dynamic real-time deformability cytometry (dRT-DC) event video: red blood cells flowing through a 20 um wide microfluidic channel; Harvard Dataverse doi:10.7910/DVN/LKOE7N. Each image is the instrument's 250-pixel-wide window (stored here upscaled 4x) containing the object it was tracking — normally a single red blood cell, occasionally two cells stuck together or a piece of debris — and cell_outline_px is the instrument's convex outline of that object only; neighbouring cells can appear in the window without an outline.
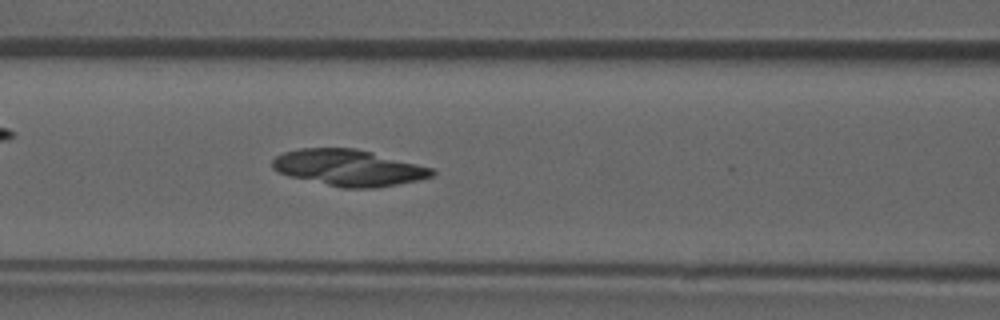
{"species": "common noctule bat (a hibernating species)", "species_latin": "Nyctalus noctula", "temperature_condition": "room temperature", "stored_images_in_passage": 51, "camera_frame_rate_fps": 3000, "um_per_image_px": 0.085, "animal": {"sex": "male", "forearm_length_mm": 52.5}, "frame": {"image": 1, "passage_image": 21, "time_ms": 6.667, "image_size_px": [1000, 320], "cell_outline_px": [[436, 172], [432, 176], [420, 180], [376, 188], [340, 188], [288, 176], [272, 168], [272, 160], [276, 156], [284, 152], [300, 148], [356, 148], [372, 152], [432, 168]], "centroid_in_image_um": [29.62, 14.27], "position_along_channel_um": 137.0, "area_um2": 33.81}}
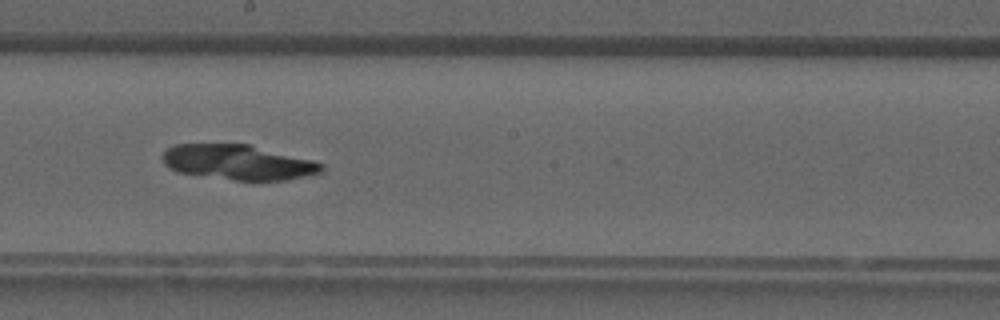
{"frame": {"image": 2, "passage_image": 28, "time_ms": 9.0, "image_size_px": [1000, 320], "cell_outline_px": [[324, 172], [308, 176], [288, 180], [232, 180], [176, 172], [168, 168], [164, 164], [164, 152], [168, 148], [176, 144], [252, 144], [312, 160], [324, 164]], "centroid_in_image_um": [20.29, 13.8], "position_along_channel_um": 227.9, "area_um2": 32.71}}
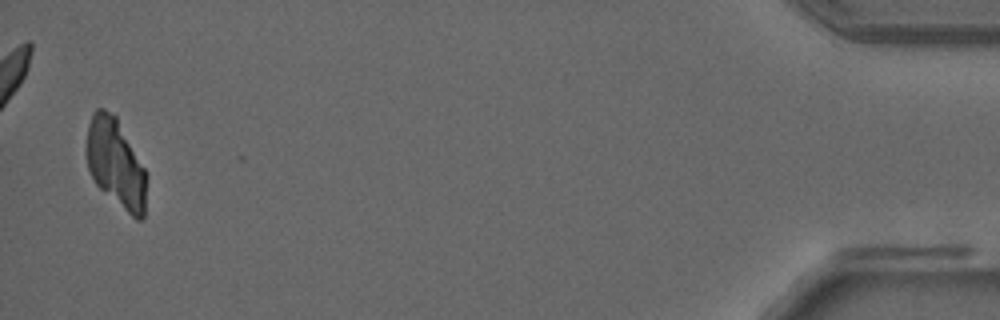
{"frame": {"image": 3, "passage_image": 50, "time_ms": 16.333, "image_size_px": [1000, 320], "cell_outline_px": [[148, 176], [144, 216], [140, 220], [136, 220], [100, 188], [96, 184], [88, 168], [84, 152], [84, 148], [88, 124], [92, 112], [96, 108], [104, 108], [116, 116], [144, 168]], "centroid_in_image_um": [9.82, 13.86], "position_along_channel_um": 425.4, "area_um2": 31.39}}